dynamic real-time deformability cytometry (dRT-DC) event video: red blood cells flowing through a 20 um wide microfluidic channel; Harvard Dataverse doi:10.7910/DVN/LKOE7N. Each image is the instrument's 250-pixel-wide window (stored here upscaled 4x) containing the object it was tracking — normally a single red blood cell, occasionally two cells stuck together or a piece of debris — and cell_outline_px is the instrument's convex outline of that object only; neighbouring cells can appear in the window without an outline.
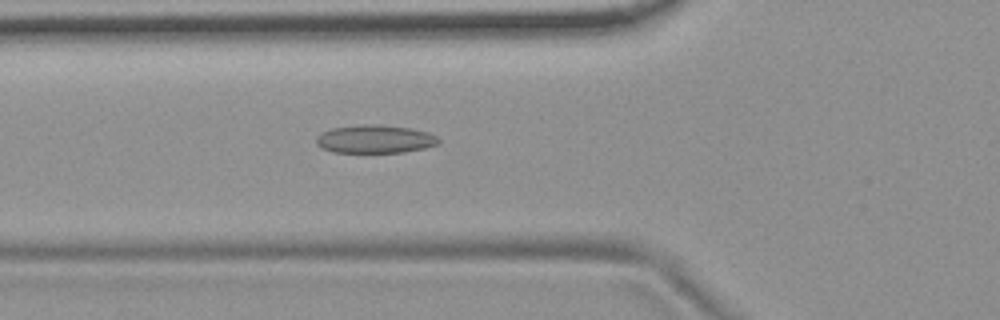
{"species": "common noctule bat (a hibernating species)", "species_latin": "Nyctalus noctula", "temperature_condition": "room temperature", "stored_images_in_passage": 54, "camera_frame_rate_fps": 3000, "um_per_image_px": 0.085, "animal": {"sex": "female", "body_mass_g": 19.9}, "frame": {"image": 1, "passage_image": 19, "time_ms": 6.0, "image_size_px": [1000, 320], "cell_outline_px": [[440, 144], [424, 148], [404, 152], [332, 152], [316, 144], [316, 136], [320, 132], [332, 128], [360, 124], [380, 124], [412, 128], [428, 132], [436, 136], [440, 140]], "centroid_in_image_um": [31.88, 11.81], "position_along_channel_um": 93.9, "area_um2": 20.29}}
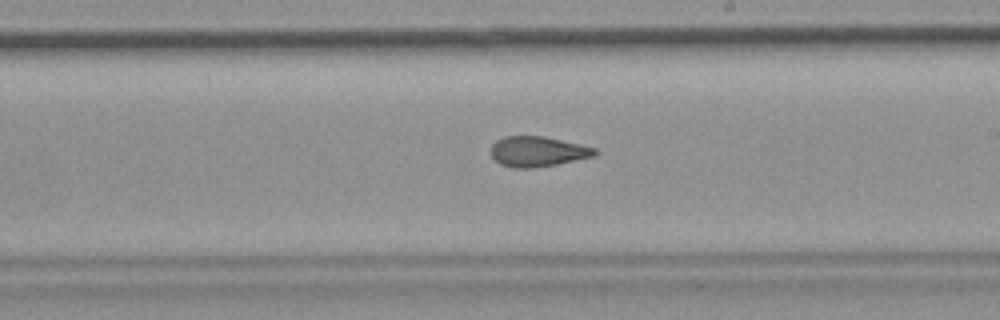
{"frame": {"image": 2, "passage_image": 31, "time_ms": 10.0, "image_size_px": [1000, 320], "cell_outline_px": [[600, 152], [596, 156], [556, 164], [532, 168], [512, 168], [500, 164], [488, 152], [492, 144], [496, 140], [504, 136], [544, 136], [596, 148]], "centroid_in_image_um": [45.68, 12.88], "position_along_channel_um": 243.3, "area_um2": 18.5}}
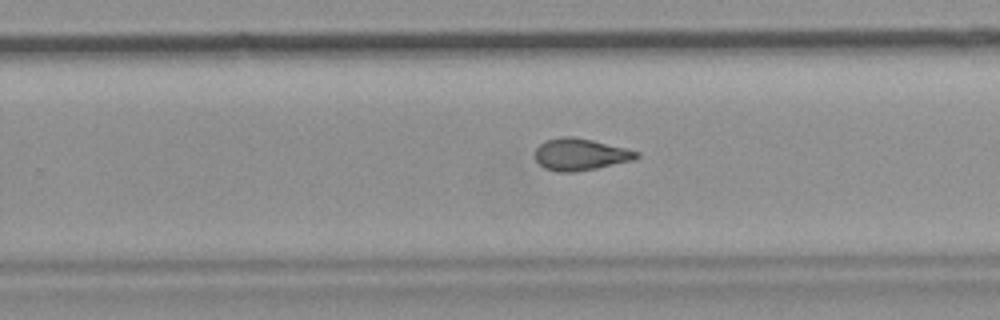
{"frame": {"image": 3, "passage_image": 34, "time_ms": 11.0, "image_size_px": [1000, 320], "cell_outline_px": [[640, 156], [632, 160], [596, 168], [576, 172], [560, 172], [544, 168], [536, 160], [536, 148], [544, 140], [564, 136], [572, 136], [592, 140], [640, 152]], "centroid_in_image_um": [49.31, 13.12], "position_along_channel_um": 280.5, "area_um2": 18.67}, "authors_computed_cell_mechanics": {"area_um2": 19.3341, "velocity_mm_per_s": 3.7316, "shape_relaxation_time_tau1_ms": null, "shape_relaxation_time_tau2_ms": 2.8532, "deformation_change_tau1": null, "deformation_change_tau2": 0.1006}}